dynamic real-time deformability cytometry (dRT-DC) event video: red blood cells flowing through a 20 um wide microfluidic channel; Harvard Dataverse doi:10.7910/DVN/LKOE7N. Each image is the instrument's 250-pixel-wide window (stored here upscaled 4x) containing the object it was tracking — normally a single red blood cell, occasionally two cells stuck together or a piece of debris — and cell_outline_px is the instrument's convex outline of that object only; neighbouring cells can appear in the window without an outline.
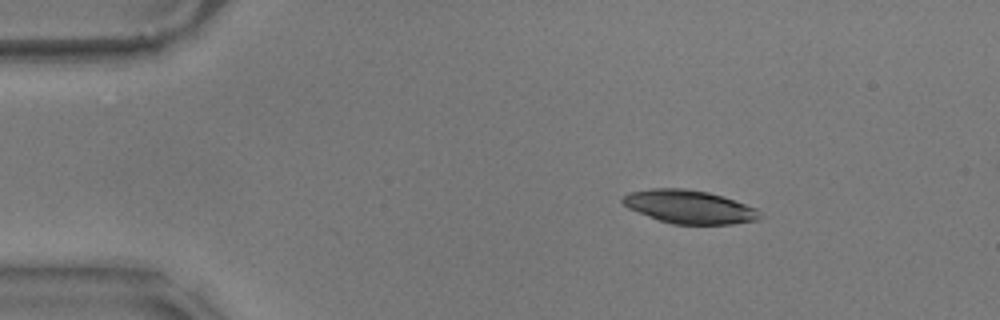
{"species": "common noctule bat (a hibernating species)", "species_latin": "Nyctalus noctula", "temperature_condition": "warm", "stored_images_in_passage": 9, "camera_frame_rate_fps": 3000, "um_per_image_px": 0.085, "animal": {"sex": "male", "body_mass_g": 17.9}, "frame": {"image": 1, "passage_image": 1, "time_ms": 0.0, "image_size_px": [1000, 320], "cell_outline_px": [[764, 216], [760, 220], [732, 224], [672, 224], [648, 216], [628, 208], [620, 200], [628, 192], [652, 188], [684, 188], [708, 192], [724, 196], [756, 208]], "centroid_in_image_um": [58.62, 17.58], "position_along_channel_um": 26.4, "area_um2": 26.82}}